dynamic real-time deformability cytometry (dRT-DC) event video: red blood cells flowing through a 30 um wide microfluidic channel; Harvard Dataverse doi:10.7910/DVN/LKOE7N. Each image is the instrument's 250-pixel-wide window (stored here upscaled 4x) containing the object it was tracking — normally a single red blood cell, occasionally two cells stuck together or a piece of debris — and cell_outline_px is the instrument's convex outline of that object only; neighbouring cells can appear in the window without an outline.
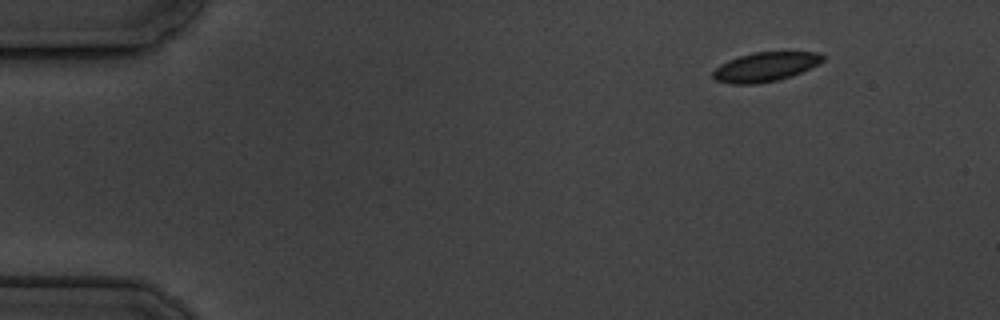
{"species": "common noctule bat (a hibernating species)", "species_latin": "Nyctalus noctula", "temperature_condition": "cold", "stored_images_in_passage": 3, "camera_frame_rate_fps": 3000, "um_per_image_px": 0.085, "animal": {"sex": "male", "body_mass_g": 19.5, "forearm_length_mm": 54.6}, "frame": {"image": 1, "passage_image": 1, "time_ms": 0.0, "image_size_px": [1000, 320], "cell_outline_px": [[824, 60], [792, 76], [776, 80], [756, 84], [728, 84], [716, 80], [712, 76], [712, 72], [720, 64], [728, 60], [752, 52], [820, 52], [824, 56]], "centroid_in_image_um": [65.01, 5.68], "position_along_channel_um": 20.0, "area_um2": 18.61}}
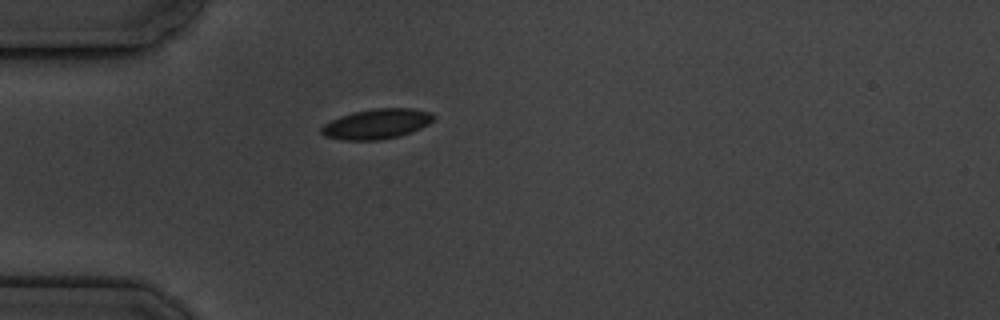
{"frame": {"image": 2, "passage_image": 3, "time_ms": 3.333, "image_size_px": [1000, 320], "cell_outline_px": [[436, 120], [420, 128], [400, 136], [380, 140], [340, 140], [324, 136], [320, 132], [320, 128], [324, 124], [332, 120], [352, 112], [372, 108], [412, 108], [432, 112], [436, 116]], "centroid_in_image_um": [32.04, 10.53], "position_along_channel_um": 53.0, "area_um2": 19.88}}